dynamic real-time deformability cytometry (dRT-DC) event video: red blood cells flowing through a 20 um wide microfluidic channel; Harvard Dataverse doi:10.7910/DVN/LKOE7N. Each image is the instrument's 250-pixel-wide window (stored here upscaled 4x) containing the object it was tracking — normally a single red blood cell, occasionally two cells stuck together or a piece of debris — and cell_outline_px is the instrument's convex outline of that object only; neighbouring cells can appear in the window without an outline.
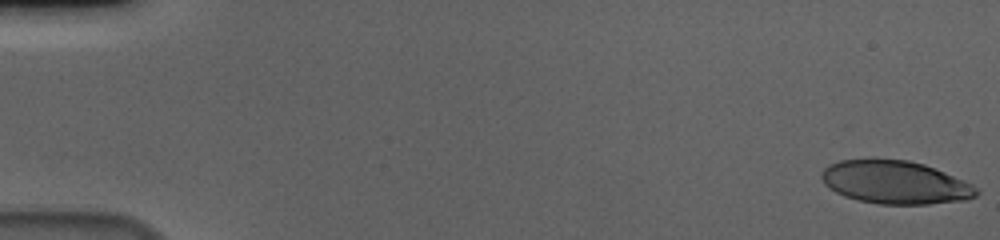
{"species": "human", "species_latin": "Homo sapiens", "temperature_condition": "cold", "stored_images_in_passage": 57, "camera_frame_rate_fps": 3000, "um_per_image_px": 0.085, "donor": {"sex": "male"}, "frame": {"image": 1, "passage_image": 1, "time_ms": 0.0, "image_size_px": [1000, 240], "cell_outline_px": [[980, 192], [976, 196], [968, 200], [928, 204], [880, 204], [860, 200], [844, 196], [836, 192], [824, 184], [820, 176], [820, 172], [828, 164], [840, 160], [908, 160], [924, 164], [944, 172], [972, 184]], "centroid_in_image_um": [76.09, 15.51], "position_along_channel_um": 8.9, "area_um2": 38.73}}
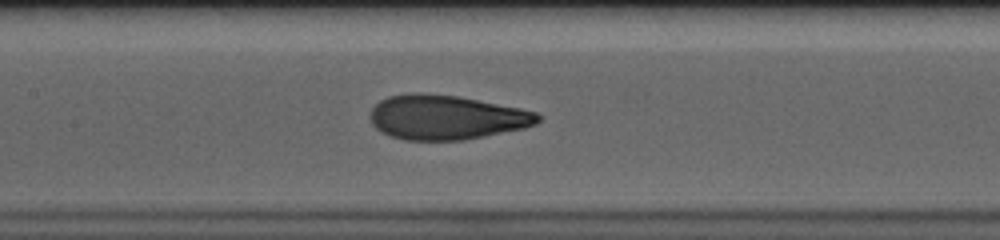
{"frame": {"image": 2, "passage_image": 28, "time_ms": 9.0, "image_size_px": [1000, 240], "cell_outline_px": [[540, 120], [536, 124], [524, 128], [464, 140], [404, 140], [380, 132], [372, 124], [372, 108], [380, 100], [388, 96], [416, 92], [420, 92], [456, 96], [520, 108], [536, 112], [540, 116]], "centroid_in_image_um": [37.93, 9.97], "position_along_channel_um": 169.5, "area_um2": 43.23}}
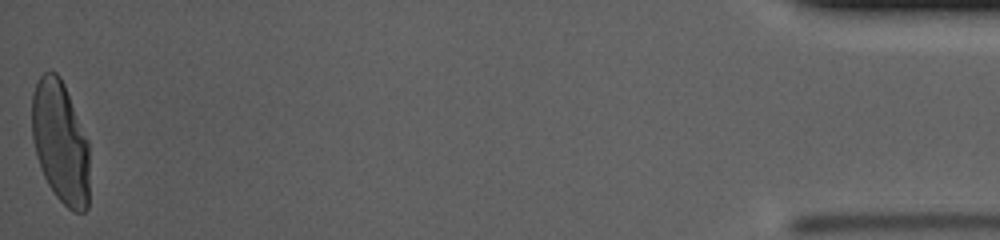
{"frame": {"image": 3, "passage_image": 57, "time_ms": 18.667, "image_size_px": [1000, 240], "cell_outline_px": [[88, 208], [84, 212], [76, 212], [68, 208], [56, 196], [48, 184], [40, 168], [36, 156], [32, 140], [32, 92], [40, 76], [44, 72], [56, 72], [60, 76], [64, 84], [88, 140]], "centroid_in_image_um": [5.12, 12.08], "position_along_channel_um": 430.1, "area_um2": 40.98}, "authors_computed_cell_mechanics": {"area_um2": 42.1362, "velocity_mm_per_s": 3.6426, "shape_relaxation_time_tau1_ms": 6.1306, "shape_relaxation_time_tau2_ms": null, "deformation_change_tau1": 0.237, "deformation_change_tau2": null}}